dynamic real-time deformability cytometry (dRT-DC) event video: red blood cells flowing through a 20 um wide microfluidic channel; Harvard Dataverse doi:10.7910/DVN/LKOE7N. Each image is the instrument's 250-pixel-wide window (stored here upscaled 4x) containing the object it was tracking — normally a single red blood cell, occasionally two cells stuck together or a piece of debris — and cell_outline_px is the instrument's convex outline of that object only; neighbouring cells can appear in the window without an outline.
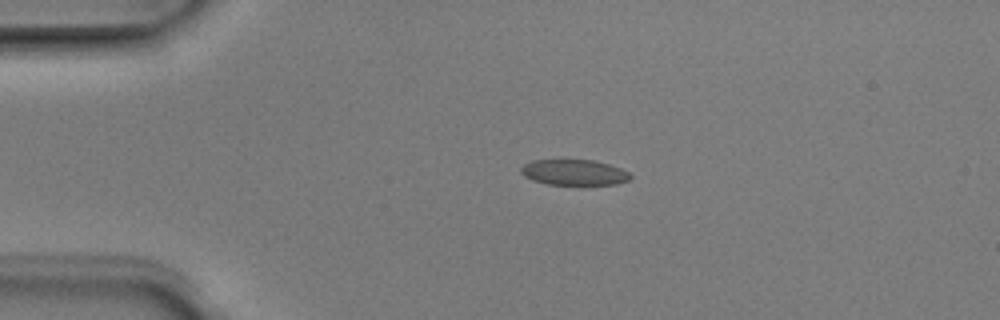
{"species": "Egyptian fruit bat (a non-hibernating species)", "species_latin": "Rousettus aegyptiacus", "temperature_condition": "room temperature", "stored_images_in_passage": 2, "camera_frame_rate_fps": 3000, "um_per_image_px": 0.085, "animal": {"sex": "male"}, "frame": {"image": 1, "passage_image": 1, "time_ms": 0.0, "image_size_px": [1000, 320], "cell_outline_px": [[632, 176], [628, 180], [616, 184], [548, 184], [532, 180], [524, 176], [520, 172], [520, 168], [524, 164], [532, 160], [596, 160], [620, 168], [628, 172]], "centroid_in_image_um": [48.77, 14.64], "position_along_channel_um": 36.2, "area_um2": 16.24}}